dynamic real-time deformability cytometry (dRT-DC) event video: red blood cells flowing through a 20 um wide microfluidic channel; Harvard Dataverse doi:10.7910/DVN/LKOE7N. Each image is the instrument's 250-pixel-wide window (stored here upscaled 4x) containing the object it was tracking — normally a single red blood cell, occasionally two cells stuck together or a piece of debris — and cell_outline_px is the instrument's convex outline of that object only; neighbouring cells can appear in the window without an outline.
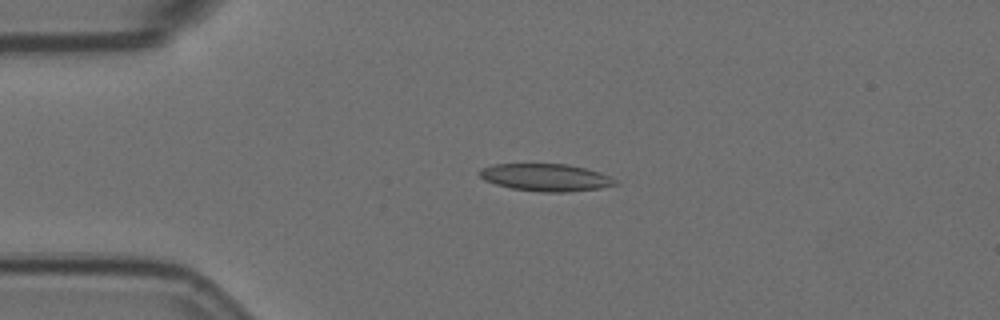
{"species": "Egyptian fruit bat (a non-hibernating species)", "species_latin": "Rousettus aegyptiacus", "temperature_condition": "room temperature", "stored_images_in_passage": 2, "camera_frame_rate_fps": 3000, "um_per_image_px": 0.085, "animal": {"sex": "female"}, "frame": {"image": 1, "passage_image": 1, "time_ms": 0.0, "image_size_px": [1000, 320], "cell_outline_px": [[620, 184], [600, 188], [568, 192], [540, 192], [512, 188], [496, 184], [484, 180], [480, 176], [480, 168], [492, 164], [568, 164], [600, 172], [616, 180]], "centroid_in_image_um": [46.4, 15.08], "position_along_channel_um": 38.6, "area_um2": 21.62}}